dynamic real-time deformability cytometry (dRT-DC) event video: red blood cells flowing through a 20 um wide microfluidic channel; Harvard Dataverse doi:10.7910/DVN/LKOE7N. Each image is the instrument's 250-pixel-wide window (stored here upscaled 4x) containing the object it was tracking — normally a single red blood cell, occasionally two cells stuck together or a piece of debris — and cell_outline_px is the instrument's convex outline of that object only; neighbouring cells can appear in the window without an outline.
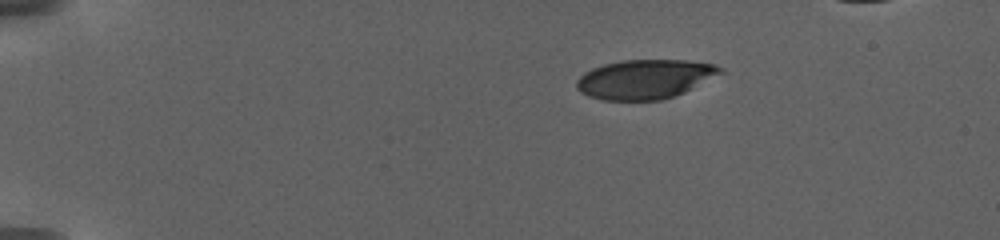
{"species": "human", "species_latin": "Homo sapiens", "temperature_condition": "warm", "stored_images_in_passage": 47, "camera_frame_rate_fps": 3000, "um_per_image_px": 0.085, "donor": {"sex": "female"}, "frame": {"image": 1, "passage_image": 1, "time_ms": 0.0, "image_size_px": [1000, 240], "cell_outline_px": [[728, 72], [684, 92], [660, 100], [600, 100], [588, 96], [580, 92], [576, 88], [576, 80], [584, 72], [592, 68], [604, 64], [624, 60], [688, 60], [716, 64], [724, 68]], "centroid_in_image_um": [54.87, 6.72], "position_along_channel_um": 30.1, "area_um2": 33.35}}
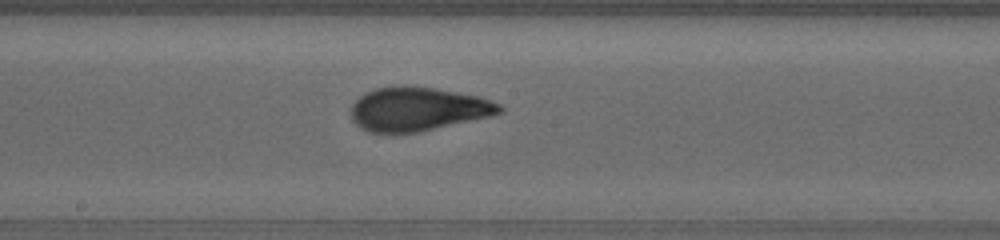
{"frame": {"image": 2, "passage_image": 23, "time_ms": 9.333, "image_size_px": [1000, 240], "cell_outline_px": [[504, 108], [500, 112], [488, 116], [416, 132], [368, 132], [360, 128], [352, 120], [352, 104], [364, 92], [376, 88], [404, 84], [432, 88], [480, 96], [500, 104]], "centroid_in_image_um": [35.46, 9.24], "position_along_channel_um": 212.7, "area_um2": 37.51}}
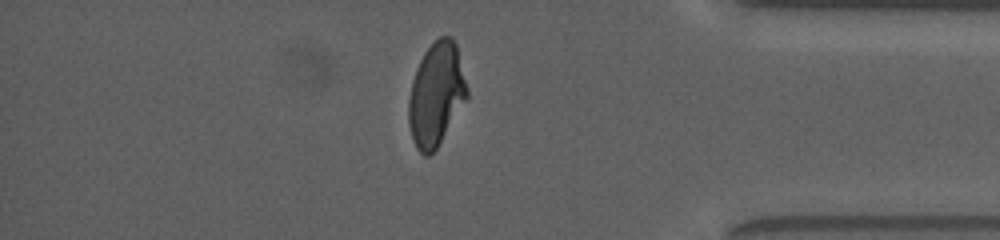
{"frame": {"image": 3, "passage_image": 40, "time_ms": 16.333, "image_size_px": [1000, 240], "cell_outline_px": [[468, 96], [436, 148], [428, 156], [424, 156], [416, 148], [412, 140], [408, 124], [408, 100], [412, 80], [416, 68], [424, 52], [440, 36], [452, 36], [456, 44], [468, 88]], "centroid_in_image_um": [37.05, 8.01], "position_along_channel_um": 398.1, "area_um2": 34.97}}